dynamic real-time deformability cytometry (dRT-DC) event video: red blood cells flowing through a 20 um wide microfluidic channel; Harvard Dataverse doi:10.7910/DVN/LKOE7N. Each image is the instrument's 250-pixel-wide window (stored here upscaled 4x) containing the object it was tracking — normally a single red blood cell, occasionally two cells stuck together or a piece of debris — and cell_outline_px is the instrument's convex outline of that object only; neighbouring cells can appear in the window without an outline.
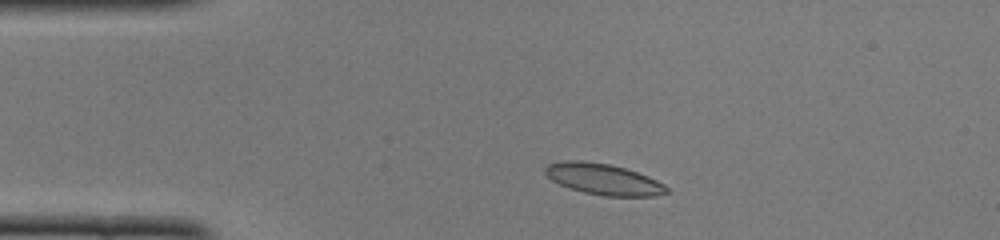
{"species": "common noctule bat (a hibernating species)", "species_latin": "Nyctalus noctula", "temperature_condition": "cold", "stored_images_in_passage": 45, "camera_frame_rate_fps": 3000, "um_per_image_px": 0.085, "animal": {"sex": "female", "body_mass_g": 22.0, "forearm_length_mm": 56.7}, "frame": {"image": 1, "passage_image": 6, "time_ms": 1.667, "image_size_px": [1000, 240], "cell_outline_px": [[668, 192], [656, 196], [604, 196], [584, 192], [568, 188], [552, 180], [544, 172], [544, 168], [548, 164], [564, 160], [580, 160], [612, 164], [648, 176], [664, 184], [668, 188]], "centroid_in_image_um": [51.28, 15.23], "position_along_channel_um": 33.7, "area_um2": 22.02}}
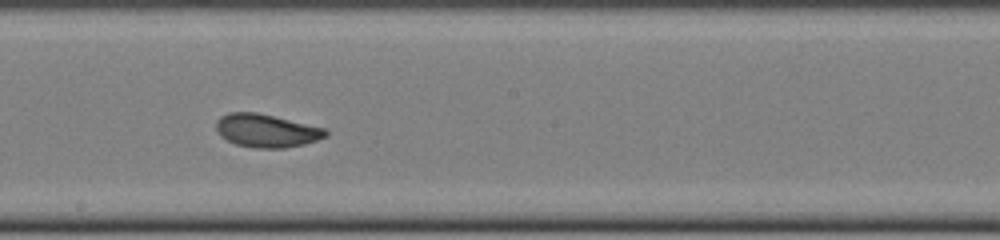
{"frame": {"image": 2, "passage_image": 23, "time_ms": 7.333, "image_size_px": [1000, 240], "cell_outline_px": [[328, 136], [304, 144], [284, 148], [256, 148], [236, 144], [220, 136], [216, 128], [216, 120], [220, 116], [228, 112], [256, 112], [328, 128]], "centroid_in_image_um": [22.67, 11.1], "position_along_channel_um": 225.5, "area_um2": 21.33}}
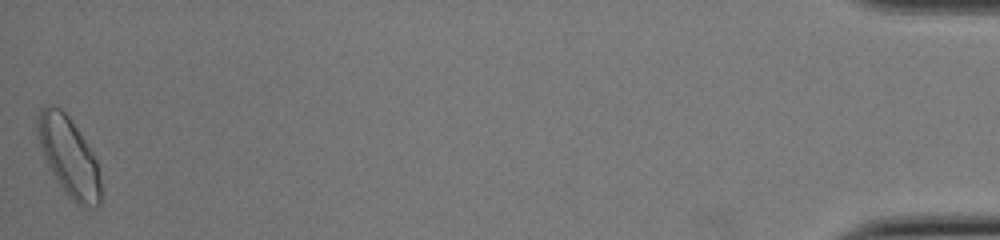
{"frame": {"image": 3, "passage_image": 45, "time_ms": 14.667, "image_size_px": [1000, 240], "cell_outline_px": [[100, 208], [80, 208], [68, 196], [52, 172], [44, 156], [36, 132], [36, 116], [40, 108], [48, 104], [52, 104], [60, 108], [68, 116], [88, 144], [96, 160], [100, 180]], "centroid_in_image_um": [5.85, 13.31], "position_along_channel_um": 429.4, "area_um2": 29.19}, "authors_computed_cell_mechanics": {"area_um2": 21.5016, "velocity_mm_per_s": 4.067, "shape_relaxation_time_tau1_ms": 3.567, "shape_relaxation_time_tau2_ms": 1.4615, "deformation_change_tau1": 0.1352, "deformation_change_tau2": 0.0559}}